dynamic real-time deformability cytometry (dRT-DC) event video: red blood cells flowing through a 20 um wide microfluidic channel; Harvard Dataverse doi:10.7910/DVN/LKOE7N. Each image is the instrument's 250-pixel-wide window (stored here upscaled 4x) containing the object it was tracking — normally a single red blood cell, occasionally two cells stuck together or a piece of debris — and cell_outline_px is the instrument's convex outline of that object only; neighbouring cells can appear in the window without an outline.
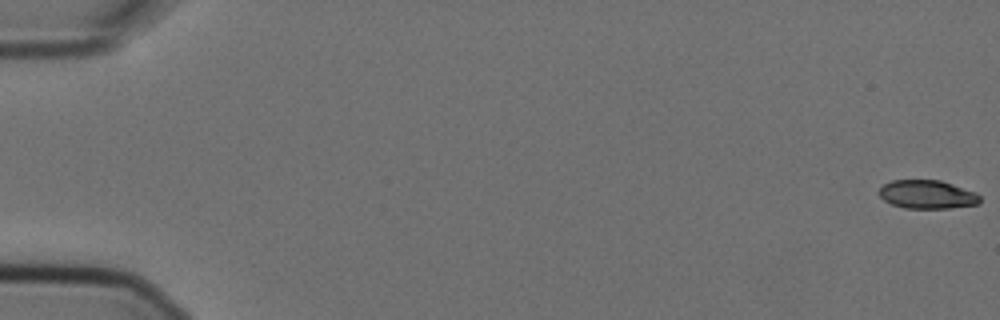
{"species": "Egyptian fruit bat (a non-hibernating species)", "species_latin": "Rousettus aegyptiacus", "temperature_condition": "cold", "stored_images_in_passage": 5, "camera_frame_rate_fps": 3000, "um_per_image_px": 0.085, "animal": {"sex": "female"}, "frame": {"image": 1, "passage_image": 1, "time_ms": 0.0, "image_size_px": [1000, 320], "cell_outline_px": [[980, 204], [948, 208], [904, 208], [892, 204], [884, 200], [876, 192], [884, 184], [892, 180], [940, 180], [976, 192], [980, 196]], "centroid_in_image_um": [78.8, 16.53], "position_along_channel_um": 6.2, "area_um2": 16.82}}
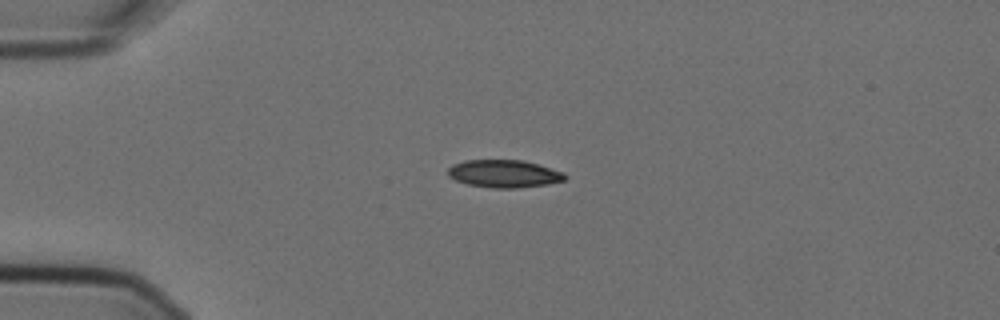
{"frame": {"image": 2, "passage_image": 5, "time_ms": 1.333, "image_size_px": [1000, 320], "cell_outline_px": [[568, 176], [564, 180], [548, 184], [520, 188], [492, 188], [468, 184], [456, 180], [448, 176], [448, 168], [452, 164], [464, 160], [524, 160], [564, 172]], "centroid_in_image_um": [42.85, 14.76], "position_along_channel_um": 42.1, "area_um2": 18.96}}